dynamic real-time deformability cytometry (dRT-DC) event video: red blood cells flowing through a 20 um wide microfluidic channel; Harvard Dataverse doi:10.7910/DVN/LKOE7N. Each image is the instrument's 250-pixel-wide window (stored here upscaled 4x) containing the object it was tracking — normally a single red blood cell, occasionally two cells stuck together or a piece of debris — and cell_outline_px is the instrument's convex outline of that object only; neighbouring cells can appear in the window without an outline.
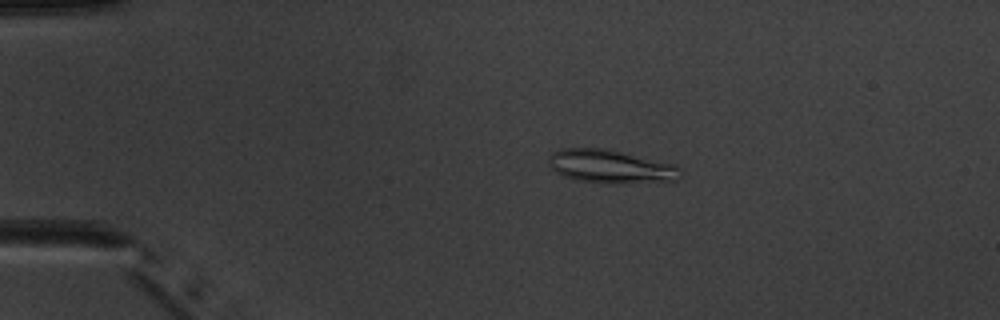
{"species": "common noctule bat (a hibernating species)", "species_latin": "Nyctalus noctula", "temperature_condition": "warm", "stored_images_in_passage": 4, "camera_frame_rate_fps": 3000, "um_per_image_px": 0.085, "animal": {"sex": "male", "body_mass_g": 20.1, "forearm_length_mm": 53.5}, "frame": {"image": 1, "passage_image": 2, "time_ms": 1.0, "image_size_px": [1000, 320], "cell_outline_px": [[680, 176], [676, 180], [576, 180], [560, 176], [548, 164], [548, 156], [552, 152], [560, 148], [608, 148], [676, 164], [680, 168]], "centroid_in_image_um": [51.81, 14.07], "position_along_channel_um": 33.2, "area_um2": 24.62}}